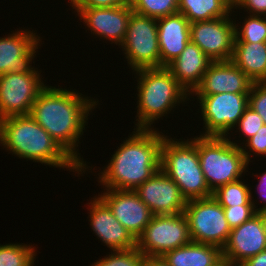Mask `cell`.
<instances>
[{"mask_svg":"<svg viewBox=\"0 0 266 266\" xmlns=\"http://www.w3.org/2000/svg\"><path fill=\"white\" fill-rule=\"evenodd\" d=\"M133 12L160 19L178 12L179 0H131Z\"/></svg>","mask_w":266,"mask_h":266,"instance_id":"83f0119b","label":"cell"},{"mask_svg":"<svg viewBox=\"0 0 266 266\" xmlns=\"http://www.w3.org/2000/svg\"><path fill=\"white\" fill-rule=\"evenodd\" d=\"M232 8L227 0H179L178 12L193 23L227 17Z\"/></svg>","mask_w":266,"mask_h":266,"instance_id":"cb8c5ba5","label":"cell"},{"mask_svg":"<svg viewBox=\"0 0 266 266\" xmlns=\"http://www.w3.org/2000/svg\"><path fill=\"white\" fill-rule=\"evenodd\" d=\"M238 142V143H237ZM227 137L197 136L199 163L209 189L214 192L220 186L242 179L248 172V162L239 141Z\"/></svg>","mask_w":266,"mask_h":266,"instance_id":"8992f818","label":"cell"},{"mask_svg":"<svg viewBox=\"0 0 266 266\" xmlns=\"http://www.w3.org/2000/svg\"><path fill=\"white\" fill-rule=\"evenodd\" d=\"M203 119L200 136L227 137L248 107L249 93L195 95ZM232 130V131H231Z\"/></svg>","mask_w":266,"mask_h":266,"instance_id":"9c48e42d","label":"cell"},{"mask_svg":"<svg viewBox=\"0 0 266 266\" xmlns=\"http://www.w3.org/2000/svg\"><path fill=\"white\" fill-rule=\"evenodd\" d=\"M133 71L160 68L157 19L131 13L123 43L119 46Z\"/></svg>","mask_w":266,"mask_h":266,"instance_id":"52a82bcc","label":"cell"},{"mask_svg":"<svg viewBox=\"0 0 266 266\" xmlns=\"http://www.w3.org/2000/svg\"><path fill=\"white\" fill-rule=\"evenodd\" d=\"M240 147L242 150V153L244 154L248 164L252 161H250L253 157V155L257 156H266V124H263L262 127H260L259 131L257 133L247 139L245 142L242 141L240 143ZM245 144V145H244ZM249 149V150H248ZM253 155H252V154Z\"/></svg>","mask_w":266,"mask_h":266,"instance_id":"4dcf8cb0","label":"cell"},{"mask_svg":"<svg viewBox=\"0 0 266 266\" xmlns=\"http://www.w3.org/2000/svg\"><path fill=\"white\" fill-rule=\"evenodd\" d=\"M170 266H213L223 256L218 246L191 242L163 255Z\"/></svg>","mask_w":266,"mask_h":266,"instance_id":"603a6c76","label":"cell"},{"mask_svg":"<svg viewBox=\"0 0 266 266\" xmlns=\"http://www.w3.org/2000/svg\"><path fill=\"white\" fill-rule=\"evenodd\" d=\"M134 192L148 206L153 215L184 213L187 205L178 185L161 169Z\"/></svg>","mask_w":266,"mask_h":266,"instance_id":"5bb4252c","label":"cell"},{"mask_svg":"<svg viewBox=\"0 0 266 266\" xmlns=\"http://www.w3.org/2000/svg\"><path fill=\"white\" fill-rule=\"evenodd\" d=\"M248 106L258 113L266 124V84L264 82L253 83Z\"/></svg>","mask_w":266,"mask_h":266,"instance_id":"d6a6232c","label":"cell"},{"mask_svg":"<svg viewBox=\"0 0 266 266\" xmlns=\"http://www.w3.org/2000/svg\"><path fill=\"white\" fill-rule=\"evenodd\" d=\"M161 67H167L190 41V22L180 12L157 19Z\"/></svg>","mask_w":266,"mask_h":266,"instance_id":"ffe728a7","label":"cell"},{"mask_svg":"<svg viewBox=\"0 0 266 266\" xmlns=\"http://www.w3.org/2000/svg\"><path fill=\"white\" fill-rule=\"evenodd\" d=\"M235 21L234 42H266V16L249 15L245 16L242 26Z\"/></svg>","mask_w":266,"mask_h":266,"instance_id":"4316f807","label":"cell"},{"mask_svg":"<svg viewBox=\"0 0 266 266\" xmlns=\"http://www.w3.org/2000/svg\"><path fill=\"white\" fill-rule=\"evenodd\" d=\"M227 1L232 7H235L240 0H227Z\"/></svg>","mask_w":266,"mask_h":266,"instance_id":"ab89813d","label":"cell"},{"mask_svg":"<svg viewBox=\"0 0 266 266\" xmlns=\"http://www.w3.org/2000/svg\"><path fill=\"white\" fill-rule=\"evenodd\" d=\"M90 201L87 203L90 218L88 220L97 238L111 250L135 248L136 240L114 217L110 208L97 195Z\"/></svg>","mask_w":266,"mask_h":266,"instance_id":"d6986e66","label":"cell"},{"mask_svg":"<svg viewBox=\"0 0 266 266\" xmlns=\"http://www.w3.org/2000/svg\"><path fill=\"white\" fill-rule=\"evenodd\" d=\"M211 62L212 60L198 45L189 41L181 54L167 68L191 97V93L200 84Z\"/></svg>","mask_w":266,"mask_h":266,"instance_id":"44dd1931","label":"cell"},{"mask_svg":"<svg viewBox=\"0 0 266 266\" xmlns=\"http://www.w3.org/2000/svg\"><path fill=\"white\" fill-rule=\"evenodd\" d=\"M258 180V184L255 187L256 190H259L258 196L260 195V198L262 196L263 199H260L261 202H263L264 205L262 207L256 208V212H260L263 214H266V171L263 172L260 176L255 174Z\"/></svg>","mask_w":266,"mask_h":266,"instance_id":"d590c367","label":"cell"},{"mask_svg":"<svg viewBox=\"0 0 266 266\" xmlns=\"http://www.w3.org/2000/svg\"><path fill=\"white\" fill-rule=\"evenodd\" d=\"M98 173L104 189L135 190L160 169L165 135L155 129H133Z\"/></svg>","mask_w":266,"mask_h":266,"instance_id":"7a4b0ae2","label":"cell"},{"mask_svg":"<svg viewBox=\"0 0 266 266\" xmlns=\"http://www.w3.org/2000/svg\"><path fill=\"white\" fill-rule=\"evenodd\" d=\"M91 34L120 46L125 38L130 20L131 5L113 8H72Z\"/></svg>","mask_w":266,"mask_h":266,"instance_id":"e0dca14e","label":"cell"},{"mask_svg":"<svg viewBox=\"0 0 266 266\" xmlns=\"http://www.w3.org/2000/svg\"><path fill=\"white\" fill-rule=\"evenodd\" d=\"M0 146L20 159L83 174L82 167L30 115L0 120Z\"/></svg>","mask_w":266,"mask_h":266,"instance_id":"3957f363","label":"cell"},{"mask_svg":"<svg viewBox=\"0 0 266 266\" xmlns=\"http://www.w3.org/2000/svg\"><path fill=\"white\" fill-rule=\"evenodd\" d=\"M244 182V180H238L220 186L212 193V196L222 207L254 205L256 209L258 206H256L257 203L252 197V188Z\"/></svg>","mask_w":266,"mask_h":266,"instance_id":"d4e9b609","label":"cell"},{"mask_svg":"<svg viewBox=\"0 0 266 266\" xmlns=\"http://www.w3.org/2000/svg\"><path fill=\"white\" fill-rule=\"evenodd\" d=\"M223 209L231 229L240 226L257 213L254 205L230 206L223 207Z\"/></svg>","mask_w":266,"mask_h":266,"instance_id":"1f68e13d","label":"cell"},{"mask_svg":"<svg viewBox=\"0 0 266 266\" xmlns=\"http://www.w3.org/2000/svg\"><path fill=\"white\" fill-rule=\"evenodd\" d=\"M231 61L254 83L266 81V42H234Z\"/></svg>","mask_w":266,"mask_h":266,"instance_id":"7402d4cb","label":"cell"},{"mask_svg":"<svg viewBox=\"0 0 266 266\" xmlns=\"http://www.w3.org/2000/svg\"><path fill=\"white\" fill-rule=\"evenodd\" d=\"M184 214L188 220L192 242L211 244L223 249L231 228L223 207L213 196L188 200Z\"/></svg>","mask_w":266,"mask_h":266,"instance_id":"ba28073f","label":"cell"},{"mask_svg":"<svg viewBox=\"0 0 266 266\" xmlns=\"http://www.w3.org/2000/svg\"><path fill=\"white\" fill-rule=\"evenodd\" d=\"M266 249V214L257 212L249 220L231 229L222 256L230 262L243 263Z\"/></svg>","mask_w":266,"mask_h":266,"instance_id":"2e32d148","label":"cell"},{"mask_svg":"<svg viewBox=\"0 0 266 266\" xmlns=\"http://www.w3.org/2000/svg\"><path fill=\"white\" fill-rule=\"evenodd\" d=\"M253 83L231 60L212 61L200 84L191 94L250 93Z\"/></svg>","mask_w":266,"mask_h":266,"instance_id":"ac0fdd59","label":"cell"},{"mask_svg":"<svg viewBox=\"0 0 266 266\" xmlns=\"http://www.w3.org/2000/svg\"><path fill=\"white\" fill-rule=\"evenodd\" d=\"M213 266H229V261L222 257L216 264Z\"/></svg>","mask_w":266,"mask_h":266,"instance_id":"f35d334b","label":"cell"},{"mask_svg":"<svg viewBox=\"0 0 266 266\" xmlns=\"http://www.w3.org/2000/svg\"><path fill=\"white\" fill-rule=\"evenodd\" d=\"M102 192L98 197L137 240L153 217L148 206L133 190L104 189Z\"/></svg>","mask_w":266,"mask_h":266,"instance_id":"9a60e30c","label":"cell"},{"mask_svg":"<svg viewBox=\"0 0 266 266\" xmlns=\"http://www.w3.org/2000/svg\"><path fill=\"white\" fill-rule=\"evenodd\" d=\"M33 31L15 30L10 35L0 37V75L8 72H40L32 66L37 49L41 46V37Z\"/></svg>","mask_w":266,"mask_h":266,"instance_id":"4fadbf2b","label":"cell"},{"mask_svg":"<svg viewBox=\"0 0 266 266\" xmlns=\"http://www.w3.org/2000/svg\"><path fill=\"white\" fill-rule=\"evenodd\" d=\"M133 72L138 82L136 129H154L152 125L155 121L163 119L180 103L190 100L189 93L167 67L143 68Z\"/></svg>","mask_w":266,"mask_h":266,"instance_id":"277c9868","label":"cell"},{"mask_svg":"<svg viewBox=\"0 0 266 266\" xmlns=\"http://www.w3.org/2000/svg\"><path fill=\"white\" fill-rule=\"evenodd\" d=\"M160 169L178 185L187 201L212 196L199 163L196 136L178 140L165 135Z\"/></svg>","mask_w":266,"mask_h":266,"instance_id":"5b68a950","label":"cell"},{"mask_svg":"<svg viewBox=\"0 0 266 266\" xmlns=\"http://www.w3.org/2000/svg\"><path fill=\"white\" fill-rule=\"evenodd\" d=\"M40 74L8 72L0 75V120L30 114L39 92L46 86Z\"/></svg>","mask_w":266,"mask_h":266,"instance_id":"8fae6325","label":"cell"},{"mask_svg":"<svg viewBox=\"0 0 266 266\" xmlns=\"http://www.w3.org/2000/svg\"><path fill=\"white\" fill-rule=\"evenodd\" d=\"M143 266H170L163 256H145Z\"/></svg>","mask_w":266,"mask_h":266,"instance_id":"74e56055","label":"cell"},{"mask_svg":"<svg viewBox=\"0 0 266 266\" xmlns=\"http://www.w3.org/2000/svg\"><path fill=\"white\" fill-rule=\"evenodd\" d=\"M36 252L30 244H0V266H34Z\"/></svg>","mask_w":266,"mask_h":266,"instance_id":"484cf974","label":"cell"},{"mask_svg":"<svg viewBox=\"0 0 266 266\" xmlns=\"http://www.w3.org/2000/svg\"><path fill=\"white\" fill-rule=\"evenodd\" d=\"M264 124L262 117L256 113L250 106H248L245 110L241 118L239 119L237 125L235 127L238 128H233L237 129L236 132H241L240 135L241 137L245 140L244 142L249 139L250 137L254 136L257 131H259L260 127H262Z\"/></svg>","mask_w":266,"mask_h":266,"instance_id":"f546056e","label":"cell"},{"mask_svg":"<svg viewBox=\"0 0 266 266\" xmlns=\"http://www.w3.org/2000/svg\"><path fill=\"white\" fill-rule=\"evenodd\" d=\"M229 266H244L243 263H234L229 261Z\"/></svg>","mask_w":266,"mask_h":266,"instance_id":"60d3db41","label":"cell"},{"mask_svg":"<svg viewBox=\"0 0 266 266\" xmlns=\"http://www.w3.org/2000/svg\"><path fill=\"white\" fill-rule=\"evenodd\" d=\"M243 264L244 266H266V249L245 260Z\"/></svg>","mask_w":266,"mask_h":266,"instance_id":"8d00e7d4","label":"cell"},{"mask_svg":"<svg viewBox=\"0 0 266 266\" xmlns=\"http://www.w3.org/2000/svg\"><path fill=\"white\" fill-rule=\"evenodd\" d=\"M72 8H113L131 4V0H69Z\"/></svg>","mask_w":266,"mask_h":266,"instance_id":"836d02e7","label":"cell"},{"mask_svg":"<svg viewBox=\"0 0 266 266\" xmlns=\"http://www.w3.org/2000/svg\"><path fill=\"white\" fill-rule=\"evenodd\" d=\"M145 255L137 248L111 250V254L98 259L91 266H143Z\"/></svg>","mask_w":266,"mask_h":266,"instance_id":"f1b7e54d","label":"cell"},{"mask_svg":"<svg viewBox=\"0 0 266 266\" xmlns=\"http://www.w3.org/2000/svg\"><path fill=\"white\" fill-rule=\"evenodd\" d=\"M98 102V99L71 89L46 85L39 92L29 114L82 167L84 174L91 169L81 158L77 147L88 125V116L97 108Z\"/></svg>","mask_w":266,"mask_h":266,"instance_id":"6da1fadb","label":"cell"},{"mask_svg":"<svg viewBox=\"0 0 266 266\" xmlns=\"http://www.w3.org/2000/svg\"><path fill=\"white\" fill-rule=\"evenodd\" d=\"M234 9L246 10L249 15L266 16V0H240L232 12H235Z\"/></svg>","mask_w":266,"mask_h":266,"instance_id":"e575fe53","label":"cell"},{"mask_svg":"<svg viewBox=\"0 0 266 266\" xmlns=\"http://www.w3.org/2000/svg\"><path fill=\"white\" fill-rule=\"evenodd\" d=\"M192 242L184 213L153 215L136 247L145 256H163L166 252Z\"/></svg>","mask_w":266,"mask_h":266,"instance_id":"30bf717a","label":"cell"},{"mask_svg":"<svg viewBox=\"0 0 266 266\" xmlns=\"http://www.w3.org/2000/svg\"><path fill=\"white\" fill-rule=\"evenodd\" d=\"M232 13L223 18L190 23V41L212 61L231 60L235 40V21Z\"/></svg>","mask_w":266,"mask_h":266,"instance_id":"7c38bea8","label":"cell"}]
</instances>
